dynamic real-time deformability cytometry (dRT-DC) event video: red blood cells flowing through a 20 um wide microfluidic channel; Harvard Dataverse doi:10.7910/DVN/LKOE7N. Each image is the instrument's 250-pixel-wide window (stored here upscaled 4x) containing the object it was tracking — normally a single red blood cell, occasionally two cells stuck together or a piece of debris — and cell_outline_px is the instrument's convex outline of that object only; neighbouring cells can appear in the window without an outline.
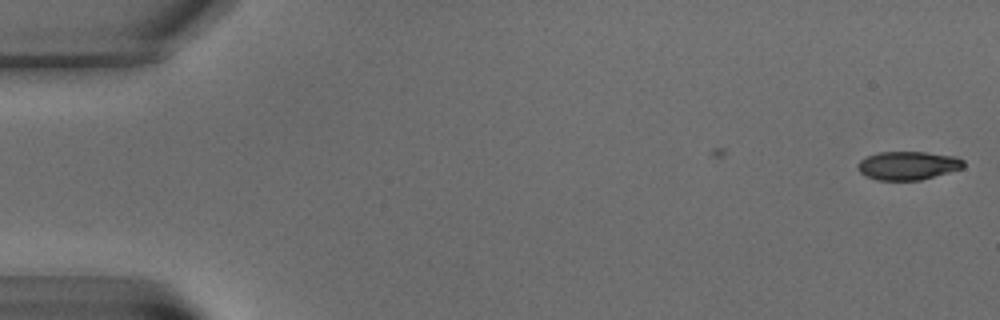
{"species": "common noctule bat (a hibernating species)", "species_latin": "Nyctalus noctula", "temperature_condition": "warm", "stored_images_in_passage": 2, "camera_frame_rate_fps": 3000, "um_per_image_px": 0.085, "animal": {"sex": "male", "body_mass_g": 15.6}, "frame": {"image": 1, "passage_image": 2, "time_ms": 2.0, "image_size_px": [1000, 320], "cell_outline_px": [[964, 168], [920, 180], [876, 180], [860, 172], [856, 168], [856, 164], [860, 160], [868, 156], [880, 152], [924, 152], [956, 156], [964, 160]], "centroid_in_image_um": [77.18, 14.07], "position_along_channel_um": 7.8, "area_um2": 17.57}}